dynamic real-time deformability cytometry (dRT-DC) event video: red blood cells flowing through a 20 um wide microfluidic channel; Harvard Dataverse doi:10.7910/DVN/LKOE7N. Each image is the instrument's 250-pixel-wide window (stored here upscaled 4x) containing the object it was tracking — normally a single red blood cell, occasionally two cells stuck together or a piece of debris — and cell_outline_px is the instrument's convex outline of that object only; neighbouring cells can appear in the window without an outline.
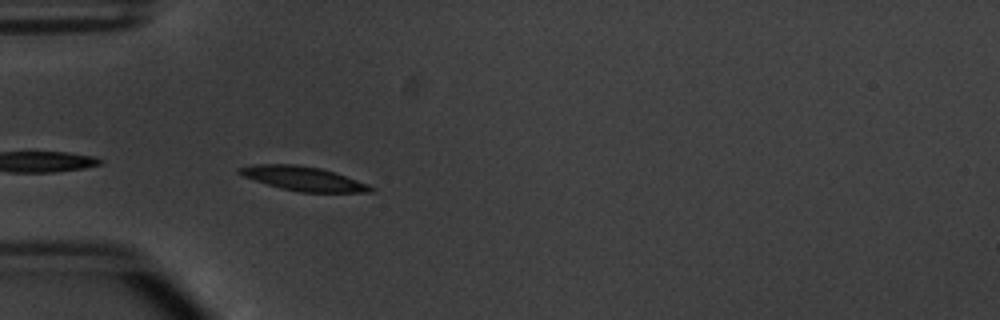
{"species": "common noctule bat (a hibernating species)", "species_latin": "Nyctalus noctula", "temperature_condition": "warm", "stored_images_in_passage": 7, "camera_frame_rate_fps": 3000, "um_per_image_px": 0.085, "animal": {"sex": "male", "body_mass_g": 20.1, "forearm_length_mm": 53.5}, "frame": {"image": 1, "passage_image": 2, "time_ms": 0.333, "image_size_px": [1000, 320], "cell_outline_px": [[376, 188], [372, 192], [300, 192], [280, 188], [244, 176], [236, 172], [236, 168], [256, 164], [296, 164], [320, 168], [368, 184]], "centroid_in_image_um": [25.76, 15.18], "position_along_channel_um": 59.2, "area_um2": 18.26}}